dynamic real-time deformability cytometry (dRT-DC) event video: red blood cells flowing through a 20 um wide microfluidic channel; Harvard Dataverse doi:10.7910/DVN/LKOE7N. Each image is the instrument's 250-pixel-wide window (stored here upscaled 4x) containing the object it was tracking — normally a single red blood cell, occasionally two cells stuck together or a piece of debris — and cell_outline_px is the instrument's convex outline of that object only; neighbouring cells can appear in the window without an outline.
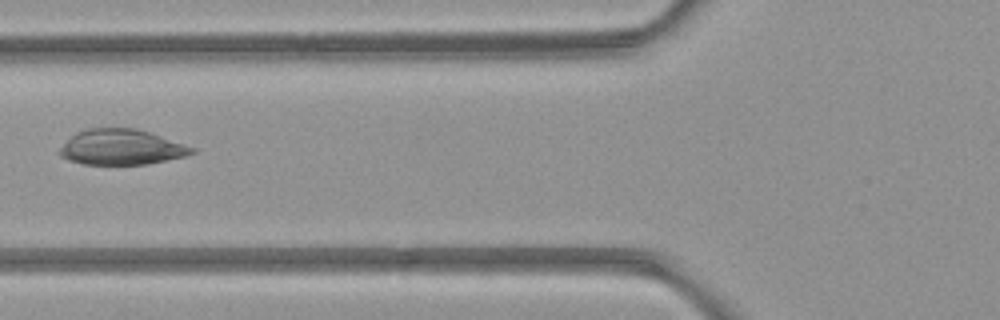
{"species": "common noctule bat (a hibernating species)", "species_latin": "Nyctalus noctula", "temperature_condition": "room temperature", "stored_images_in_passage": 8, "camera_frame_rate_fps": 3000, "um_per_image_px": 0.085, "animal": {"sex": "female", "body_mass_g": 21.9}, "frame": {"image": 1, "passage_image": 7, "time_ms": 8.0, "image_size_px": [1000, 320], "cell_outline_px": [[196, 152], [184, 156], [148, 164], [84, 164], [68, 160], [60, 156], [60, 148], [76, 132], [88, 128], [136, 128], [196, 148]], "centroid_in_image_um": [10.32, 12.51], "position_along_channel_um": 115.5, "area_um2": 26.99}}
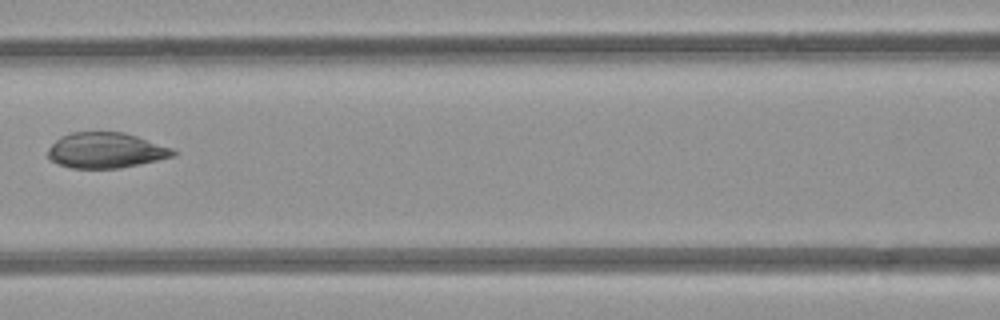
{"frame": {"image": 2, "passage_image": 8, "time_ms": 9.0, "image_size_px": [1000, 320], "cell_outline_px": [[180, 152], [176, 156], [140, 164], [120, 168], [72, 168], [48, 160], [48, 148], [60, 136], [72, 132], [124, 132], [172, 148]], "centroid_in_image_um": [9.01, 12.78], "position_along_channel_um": 157.6, "area_um2": 26.01}}